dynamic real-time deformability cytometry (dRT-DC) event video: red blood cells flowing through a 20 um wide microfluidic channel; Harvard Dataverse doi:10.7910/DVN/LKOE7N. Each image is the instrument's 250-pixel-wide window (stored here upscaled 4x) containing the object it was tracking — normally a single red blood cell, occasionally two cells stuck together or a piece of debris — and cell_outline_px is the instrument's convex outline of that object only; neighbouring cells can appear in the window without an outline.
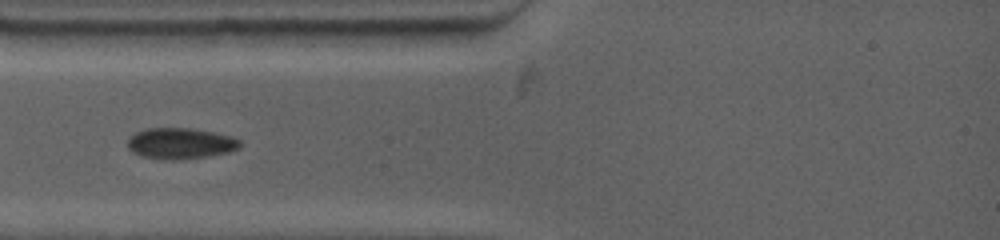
{"species": "common noctule bat (a hibernating species)", "species_latin": "Nyctalus noctula", "temperature_condition": "warm", "stored_images_in_passage": 3, "camera_frame_rate_fps": 4500, "um_per_image_px": 0.085, "animal": {"sex": "female", "body_mass_g": 19.0, "forearm_length_mm": 53.3}, "frame": {"image": 1, "passage_image": 1, "time_ms": 0.0, "image_size_px": [1000, 240], "cell_outline_px": [[240, 144], [236, 148], [228, 152], [208, 156], [140, 156], [132, 152], [128, 148], [128, 140], [136, 132], [148, 128], [192, 128], [232, 136], [240, 140]], "centroid_in_image_um": [15.34, 12.12], "position_along_channel_um": 69.7, "area_um2": 19.07}}
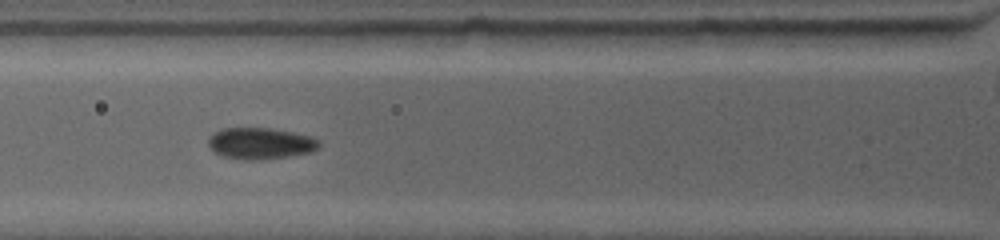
{"frame": {"image": 2, "passage_image": 2, "time_ms": 0.889, "image_size_px": [1000, 240], "cell_outline_px": [[320, 144], [312, 152], [288, 156], [256, 160], [240, 160], [224, 156], [212, 152], [208, 144], [208, 136], [220, 128], [272, 128], [312, 136], [320, 140]], "centroid_in_image_um": [22.1, 12.18], "position_along_channel_um": 103.7, "area_um2": 20.52}}
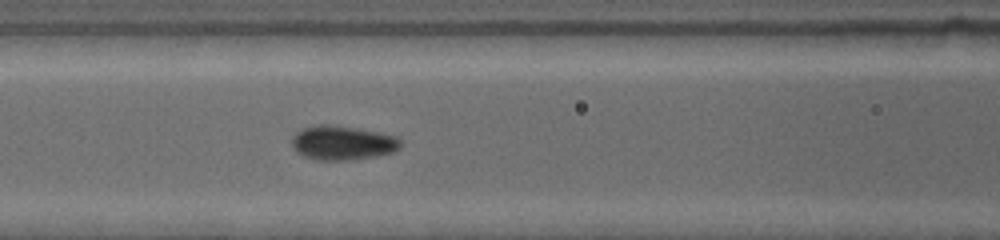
{"frame": {"image": 3, "passage_image": 3, "time_ms": 1.778, "image_size_px": [1000, 240], "cell_outline_px": [[400, 148], [396, 152], [376, 156], [344, 160], [316, 160], [304, 156], [296, 152], [292, 148], [292, 136], [300, 128], [316, 124], [332, 124], [380, 132], [396, 136], [400, 140]], "centroid_in_image_um": [29.08, 12.13], "position_along_channel_um": 137.5, "area_um2": 22.02}}